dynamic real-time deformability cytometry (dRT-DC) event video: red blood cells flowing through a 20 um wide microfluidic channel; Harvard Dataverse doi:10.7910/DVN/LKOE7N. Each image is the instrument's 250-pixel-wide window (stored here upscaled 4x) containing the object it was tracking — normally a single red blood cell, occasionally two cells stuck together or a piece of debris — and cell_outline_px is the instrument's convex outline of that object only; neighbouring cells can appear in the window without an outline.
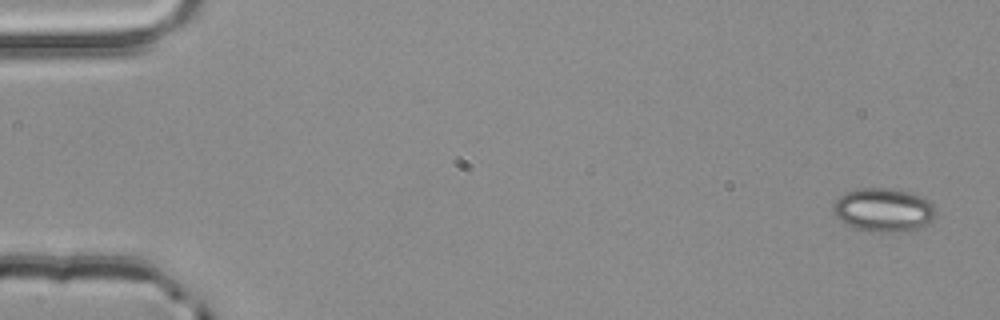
{"species": "common noctule bat (a hibernating species)", "species_latin": "Nyctalus noctula", "temperature_condition": "room temperature", "stored_images_in_passage": 3, "camera_frame_rate_fps": 3000, "um_per_image_px": 0.085, "animal": {"sex": "male", "body_mass_g": 20.4}, "frame": {"image": 1, "passage_image": 1, "time_ms": 0.0, "image_size_px": [1000, 320], "cell_outline_px": [[936, 216], [928, 224], [916, 228], [892, 232], [868, 232], [856, 228], [840, 220], [836, 216], [832, 208], [832, 204], [840, 196], [848, 192], [860, 188], [888, 188], [924, 196], [936, 208]], "centroid_in_image_um": [75.11, 17.84], "position_along_channel_um": 9.9, "area_um2": 25.95}}
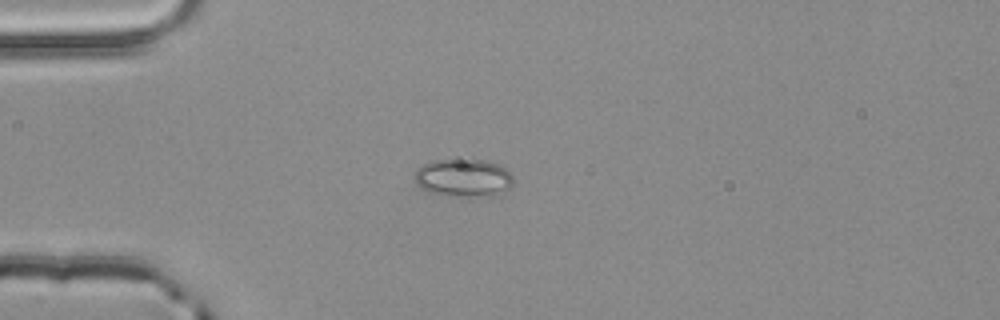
{"frame": {"image": 2, "passage_image": 3, "time_ms": 0.667, "image_size_px": [1000, 320], "cell_outline_px": [[512, 188], [488, 196], [448, 196], [428, 192], [420, 188], [416, 184], [416, 168], [432, 160], [468, 156], [484, 160], [496, 164], [504, 168], [512, 176]], "centroid_in_image_um": [39.35, 15.07], "position_along_channel_um": 45.6, "area_um2": 22.43}}